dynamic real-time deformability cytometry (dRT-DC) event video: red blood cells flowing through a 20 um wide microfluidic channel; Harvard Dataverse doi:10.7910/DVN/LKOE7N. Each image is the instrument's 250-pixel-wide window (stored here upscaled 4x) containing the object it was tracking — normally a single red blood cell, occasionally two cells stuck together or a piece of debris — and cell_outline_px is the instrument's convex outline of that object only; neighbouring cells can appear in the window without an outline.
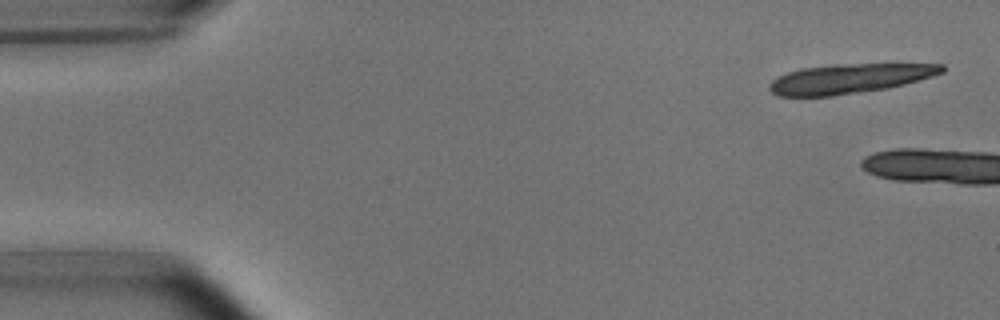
{"species": "common noctule bat (a hibernating species)", "species_latin": "Nyctalus noctula", "temperature_condition": "room temperature", "stored_images_in_passage": 3, "camera_frame_rate_fps": 3000, "um_per_image_px": 0.085, "animal": {"sex": "male", "body_mass_g": 15.6}, "frame": {"image": 1, "passage_image": 1, "time_ms": 0.0, "image_size_px": [1000, 320], "cell_outline_px": [[944, 72], [932, 76], [904, 84], [888, 88], [832, 96], [780, 96], [772, 92], [768, 88], [768, 84], [772, 80], [788, 72], [800, 68], [836, 64], [944, 64]], "centroid_in_image_um": [72.19, 6.68], "position_along_channel_um": 12.8, "area_um2": 29.54}}